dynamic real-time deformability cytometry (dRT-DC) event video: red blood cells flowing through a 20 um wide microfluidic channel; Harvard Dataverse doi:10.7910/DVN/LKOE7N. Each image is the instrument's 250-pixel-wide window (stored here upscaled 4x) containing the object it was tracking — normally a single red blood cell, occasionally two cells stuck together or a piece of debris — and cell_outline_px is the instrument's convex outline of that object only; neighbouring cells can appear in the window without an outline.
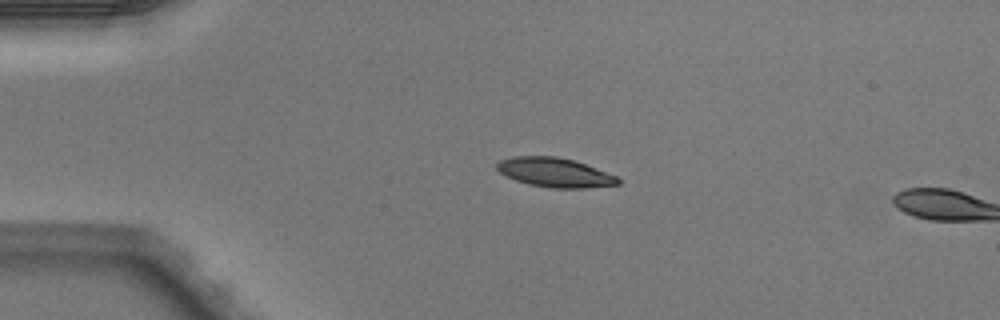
{"species": "Egyptian fruit bat (a non-hibernating species)", "species_latin": "Rousettus aegyptiacus", "temperature_condition": "warm", "stored_images_in_passage": 3, "camera_frame_rate_fps": 3000, "um_per_image_px": 0.085, "animal": {"sex": "male"}, "frame": {"image": 1, "passage_image": 2, "time_ms": 0.333, "image_size_px": [1000, 320], "cell_outline_px": [[620, 184], [584, 188], [552, 188], [528, 184], [516, 180], [500, 172], [496, 168], [496, 164], [500, 160], [512, 156], [556, 156], [576, 160], [616, 176], [620, 180]], "centroid_in_image_um": [47.16, 14.65], "position_along_channel_um": 37.8, "area_um2": 20.63}}